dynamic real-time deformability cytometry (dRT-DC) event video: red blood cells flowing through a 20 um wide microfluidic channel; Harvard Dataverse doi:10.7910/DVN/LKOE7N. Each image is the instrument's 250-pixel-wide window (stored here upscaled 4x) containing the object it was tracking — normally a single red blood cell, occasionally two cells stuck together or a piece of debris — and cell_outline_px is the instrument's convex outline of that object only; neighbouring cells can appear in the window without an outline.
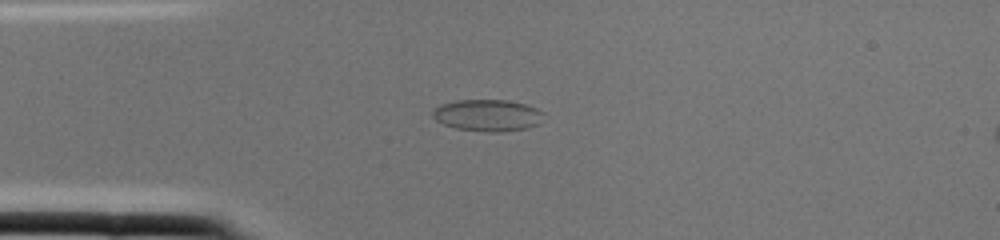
{"species": "common noctule bat (a hibernating species)", "species_latin": "Nyctalus noctula", "temperature_condition": "cold", "stored_images_in_passage": 2, "segment_of_instrument_passage": [1, 2], "camera_frame_rate_fps": 3000, "um_per_image_px": 0.085, "animal": {"sex": "female", "body_mass_g": 22.0, "forearm_length_mm": 56.7}, "frame": {"image": 1, "passage_image": 1, "time_ms": 0.0, "image_size_px": [1000, 240], "cell_outline_px": [[544, 112], [540, 124], [528, 128], [500, 132], [488, 132], [456, 128], [444, 124], [436, 120], [432, 116], [432, 112], [440, 104], [456, 100], [508, 100], [524, 104], [536, 108]], "centroid_in_image_um": [41.46, 9.8], "position_along_channel_um": 43.5, "area_um2": 20.58}}